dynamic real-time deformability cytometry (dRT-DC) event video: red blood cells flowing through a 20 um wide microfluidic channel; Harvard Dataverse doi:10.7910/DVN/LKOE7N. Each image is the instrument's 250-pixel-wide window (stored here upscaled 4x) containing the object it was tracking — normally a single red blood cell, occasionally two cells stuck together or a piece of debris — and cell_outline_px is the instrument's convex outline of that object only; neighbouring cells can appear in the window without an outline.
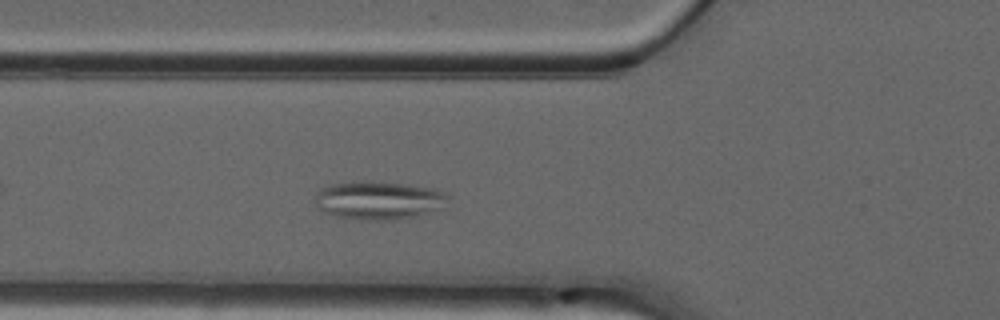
{"species": "common noctule bat (a hibernating species)", "species_latin": "Nyctalus noctula", "temperature_condition": "warm", "stored_images_in_passage": 31, "camera_frame_rate_fps": 3000, "um_per_image_px": 0.085, "animal": {"sex": "male", "forearm_length_mm": 52.5}, "frame": {"image": 1, "passage_image": 5, "time_ms": 1.333, "image_size_px": [1000, 320], "cell_outline_px": [[448, 208], [396, 220], [356, 220], [336, 216], [324, 212], [316, 208], [316, 192], [320, 188], [332, 184], [368, 180], [404, 184], [432, 188], [444, 192], [448, 196]], "centroid_in_image_um": [32.21, 17.03], "position_along_channel_um": 93.6, "area_um2": 30.17}}